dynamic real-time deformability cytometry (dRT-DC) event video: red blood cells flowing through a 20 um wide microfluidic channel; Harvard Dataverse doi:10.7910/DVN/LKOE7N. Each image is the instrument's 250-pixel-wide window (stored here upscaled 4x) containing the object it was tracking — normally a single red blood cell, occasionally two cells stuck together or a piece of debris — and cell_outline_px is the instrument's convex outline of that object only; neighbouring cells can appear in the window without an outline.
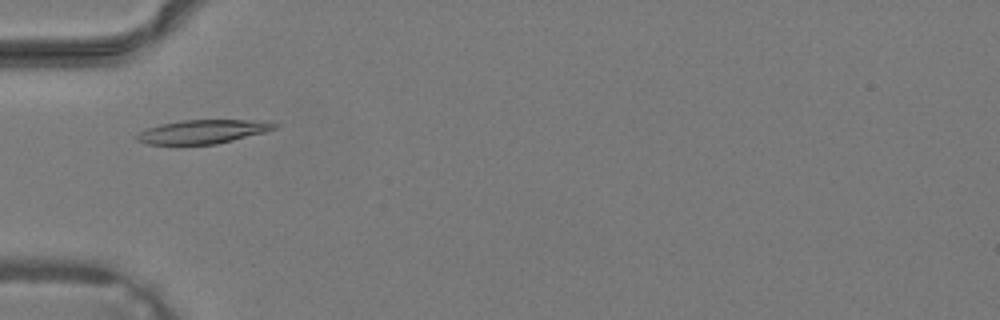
{"species": "common noctule bat (a hibernating species)", "species_latin": "Nyctalus noctula", "temperature_condition": "warm", "stored_images_in_passage": 17, "camera_frame_rate_fps": 3000, "um_per_image_px": 0.085, "animal": {"sex": "male", "body_mass_g": 19.2, "forearm_length_mm": 51.8}, "frame": {"image": 1, "passage_image": 8, "time_ms": 2.333, "image_size_px": [1000, 320], "cell_outline_px": [[280, 124], [276, 128], [264, 132], [216, 144], [148, 144], [136, 140], [136, 132], [160, 124], [184, 120], [272, 120]], "centroid_in_image_um": [17.27, 11.17], "position_along_channel_um": 67.7, "area_um2": 19.13}}
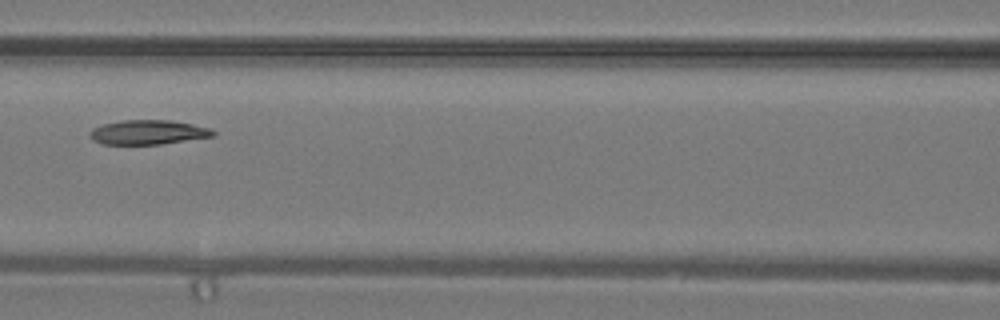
{"frame": {"image": 2, "passage_image": 13, "time_ms": 4.0, "image_size_px": [1000, 320], "cell_outline_px": [[216, 136], [160, 144], [104, 144], [92, 140], [88, 136], [88, 132], [92, 128], [104, 124], [120, 120], [168, 120], [192, 124], [208, 128], [216, 132]], "centroid_in_image_um": [12.55, 11.24], "position_along_channel_um": 154.0, "area_um2": 17.57}}
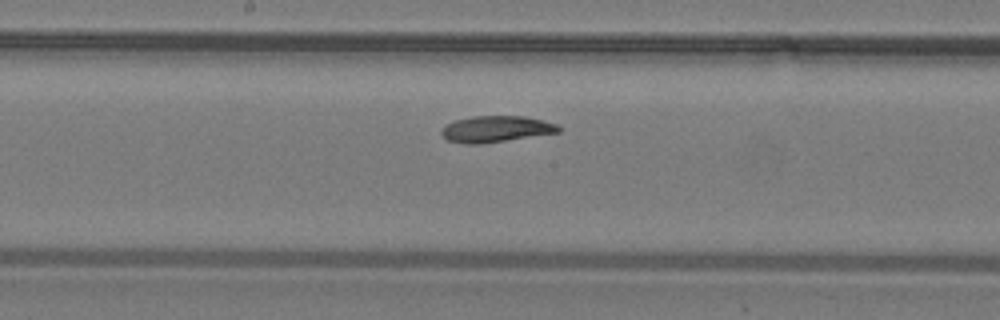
{"frame": {"image": 3, "passage_image": 16, "time_ms": 5.0, "image_size_px": [1000, 320], "cell_outline_px": [[560, 132], [480, 144], [464, 144], [448, 140], [440, 132], [448, 124], [456, 120], [472, 116], [524, 116], [556, 124], [560, 128]], "centroid_in_image_um": [42.15, 10.97], "position_along_channel_um": 206.0, "area_um2": 17.63}}